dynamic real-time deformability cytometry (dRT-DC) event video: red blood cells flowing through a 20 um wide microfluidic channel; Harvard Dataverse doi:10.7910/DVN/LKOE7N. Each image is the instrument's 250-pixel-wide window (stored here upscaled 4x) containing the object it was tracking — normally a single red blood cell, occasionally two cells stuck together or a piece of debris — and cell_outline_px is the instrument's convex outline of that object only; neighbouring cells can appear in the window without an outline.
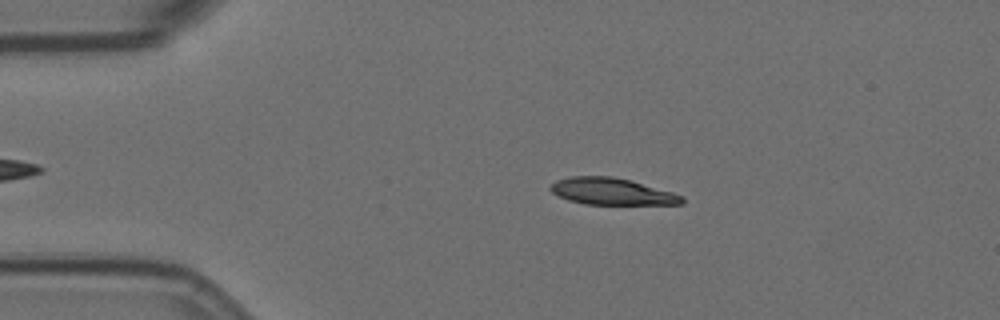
{"species": "Egyptian fruit bat (a non-hibernating species)", "species_latin": "Rousettus aegyptiacus", "temperature_condition": "room temperature", "stored_images_in_passage": 44, "camera_frame_rate_fps": 3000, "um_per_image_px": 0.085, "animal": {"sex": "female"}, "frame": {"image": 1, "passage_image": 5, "time_ms": 1.333, "image_size_px": [1000, 320], "cell_outline_px": [[684, 204], [584, 204], [568, 200], [552, 192], [548, 188], [556, 180], [568, 176], [612, 176], [632, 180], [672, 192], [684, 196]], "centroid_in_image_um": [52.0, 16.26], "position_along_channel_um": 33.0, "area_um2": 20.58}}
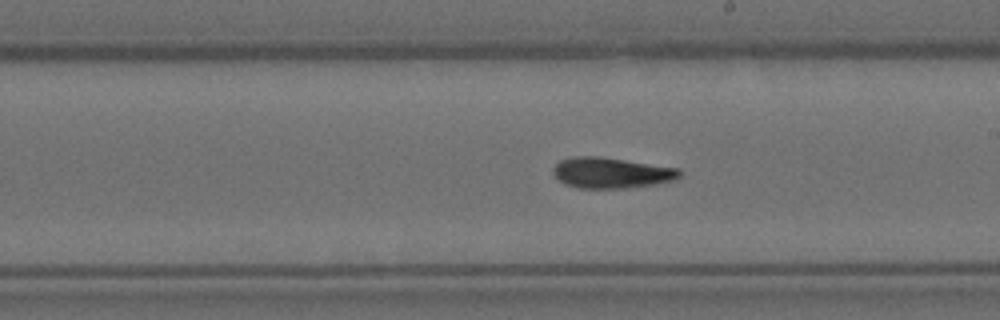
{"frame": {"image": 2, "passage_image": 26, "time_ms": 8.333, "image_size_px": [1000, 320], "cell_outline_px": [[680, 176], [676, 180], [656, 184], [628, 188], [576, 188], [564, 184], [552, 172], [552, 168], [560, 160], [572, 156], [600, 156], [680, 168]], "centroid_in_image_um": [51.96, 14.69], "position_along_channel_um": 237.0, "area_um2": 22.89}}
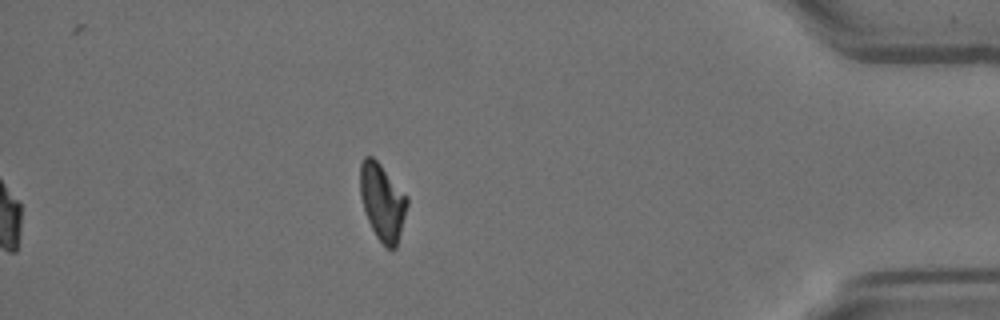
{"frame": {"image": 3, "passage_image": 44, "time_ms": 14.333, "image_size_px": [1000, 320], "cell_outline_px": [[408, 204], [396, 248], [388, 248], [376, 236], [368, 220], [360, 196], [360, 164], [364, 156], [372, 156], [380, 164], [408, 196]], "centroid_in_image_um": [32.5, 17.13], "position_along_channel_um": 402.7, "area_um2": 20.81}, "authors_computed_cell_mechanics": {"area_um2": 21.8773, "velocity_mm_per_s": 3.5195, "shape_relaxation_time_tau1_ms": 6.5931, "shape_relaxation_time_tau2_ms": 2.0363, "deformation_change_tau1": 0.196, "deformation_change_tau2": 0.089}}